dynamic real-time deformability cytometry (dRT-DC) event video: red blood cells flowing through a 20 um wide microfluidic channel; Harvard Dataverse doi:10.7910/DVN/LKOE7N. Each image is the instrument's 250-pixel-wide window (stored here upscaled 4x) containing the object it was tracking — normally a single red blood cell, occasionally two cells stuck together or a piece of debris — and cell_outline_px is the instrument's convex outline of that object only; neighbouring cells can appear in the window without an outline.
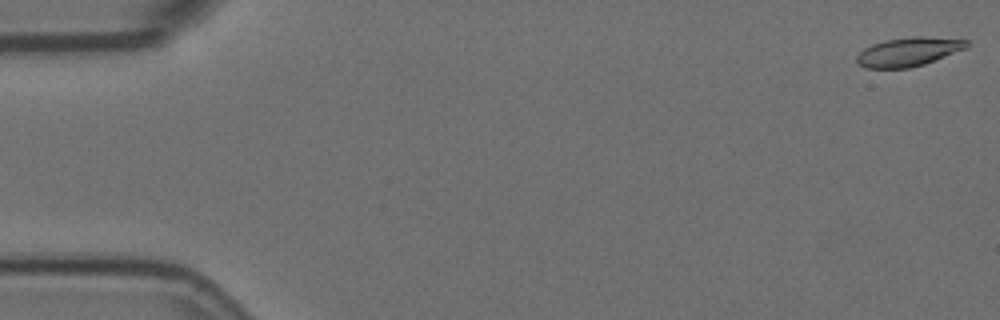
{"species": "Egyptian fruit bat (a non-hibernating species)", "species_latin": "Rousettus aegyptiacus", "temperature_condition": "room temperature", "stored_images_in_passage": 12, "camera_frame_rate_fps": 3000, "um_per_image_px": 0.085, "animal": {"sex": "female"}, "frame": {"image": 1, "passage_image": 1, "time_ms": 0.0, "image_size_px": [1000, 320], "cell_outline_px": [[968, 48], [924, 64], [908, 68], [864, 68], [856, 60], [856, 56], [864, 48], [872, 44], [884, 40], [912, 36], [924, 36], [968, 40]], "centroid_in_image_um": [77.23, 4.39], "position_along_channel_um": 7.8, "area_um2": 18.55}}